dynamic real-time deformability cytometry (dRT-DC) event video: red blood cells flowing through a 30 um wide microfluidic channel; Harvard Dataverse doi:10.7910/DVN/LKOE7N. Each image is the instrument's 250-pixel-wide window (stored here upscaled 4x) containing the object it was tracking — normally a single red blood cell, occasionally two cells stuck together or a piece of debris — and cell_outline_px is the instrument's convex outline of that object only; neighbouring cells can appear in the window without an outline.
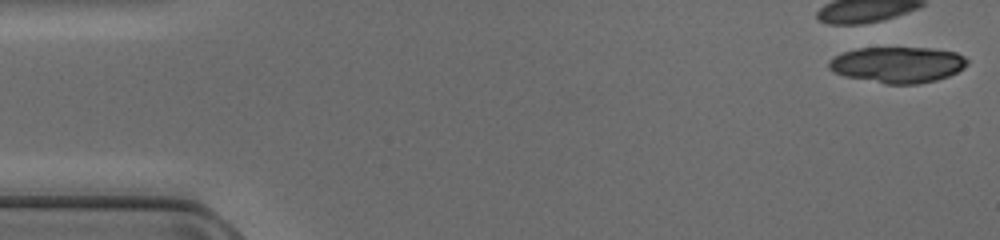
{"species": "common noctule bat (a hibernating species)", "species_latin": "Nyctalus noctula", "temperature_condition": "cold", "stored_images_in_passage": 4, "camera_frame_rate_fps": 3000, "um_per_image_px": 0.085, "animal": {"sex": "female", "body_mass_g": 17.0, "forearm_length_mm": 48.0}, "frame": {"image": 1, "passage_image": 1, "time_ms": 0.0, "image_size_px": [1000, 240], "cell_outline_px": [[968, 64], [964, 68], [948, 76], [936, 80], [920, 84], [888, 84], [844, 76], [828, 68], [828, 60], [832, 56], [840, 52], [856, 48], [932, 48], [956, 52], [964, 56], [968, 60]], "centroid_in_image_um": [76.28, 5.49], "position_along_channel_um": 8.7, "area_um2": 29.25}}